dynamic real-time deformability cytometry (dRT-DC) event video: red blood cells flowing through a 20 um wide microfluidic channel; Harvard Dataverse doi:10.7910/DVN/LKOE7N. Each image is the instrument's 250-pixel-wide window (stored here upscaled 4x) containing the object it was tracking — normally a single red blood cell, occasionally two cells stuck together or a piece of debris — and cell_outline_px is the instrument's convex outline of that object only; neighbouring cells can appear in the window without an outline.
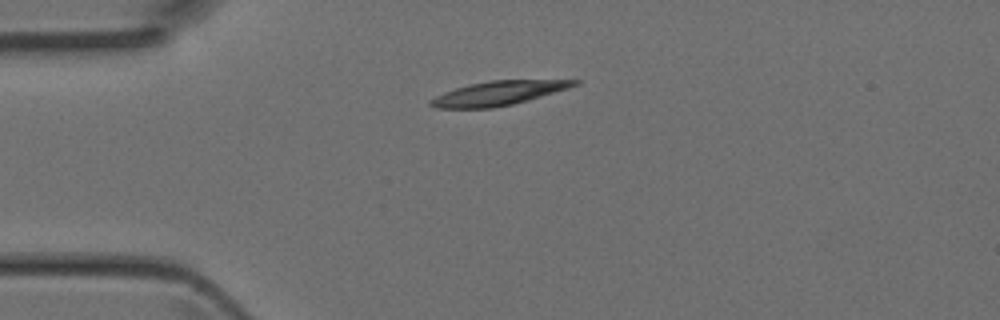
{"species": "Egyptian fruit bat (a non-hibernating species)", "species_latin": "Rousettus aegyptiacus", "temperature_condition": "room temperature", "stored_images_in_passage": 1, "camera_frame_rate_fps": 3000, "um_per_image_px": 0.085, "animal": {"sex": "female"}, "frame": {"image": 1, "passage_image": 1, "time_ms": 0.0, "image_size_px": [1000, 320], "cell_outline_px": [[580, 84], [568, 88], [528, 100], [512, 104], [492, 108], [436, 108], [428, 104], [428, 100], [444, 92], [456, 88], [472, 84], [492, 80], [580, 80]], "centroid_in_image_um": [42.34, 7.93], "position_along_channel_um": 42.7, "area_um2": 20.0}}